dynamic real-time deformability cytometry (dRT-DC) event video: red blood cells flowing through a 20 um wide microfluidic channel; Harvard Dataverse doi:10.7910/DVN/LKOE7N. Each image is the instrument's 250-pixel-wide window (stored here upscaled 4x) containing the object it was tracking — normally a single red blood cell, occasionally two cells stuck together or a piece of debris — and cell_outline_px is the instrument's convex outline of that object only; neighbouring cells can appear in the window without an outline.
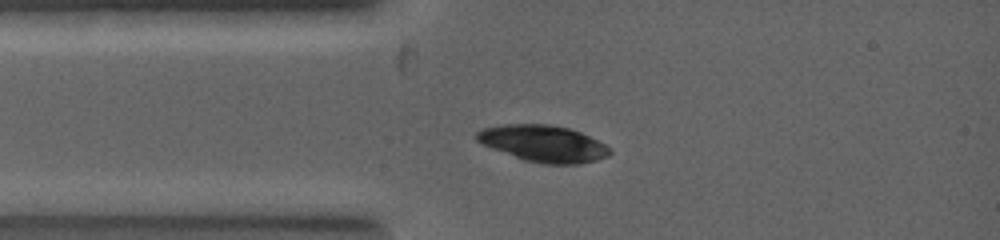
{"species": "common noctule bat (a hibernating species)", "species_latin": "Nyctalus noctula", "temperature_condition": "warm", "stored_images_in_passage": 4, "camera_frame_rate_fps": 5000, "um_per_image_px": 0.085, "animal": {"sex": "female", "body_mass_g": 19.0, "forearm_length_mm": 53.3}, "frame": {"image": 1, "passage_image": 2, "time_ms": 0.8, "image_size_px": [1000, 240], "cell_outline_px": [[612, 152], [608, 156], [596, 160], [580, 164], [544, 164], [524, 160], [492, 148], [476, 140], [476, 132], [480, 128], [504, 124], [552, 124], [568, 128], [580, 132], [612, 148]], "centroid_in_image_um": [46.19, 12.2], "position_along_channel_um": 38.8, "area_um2": 28.38}}
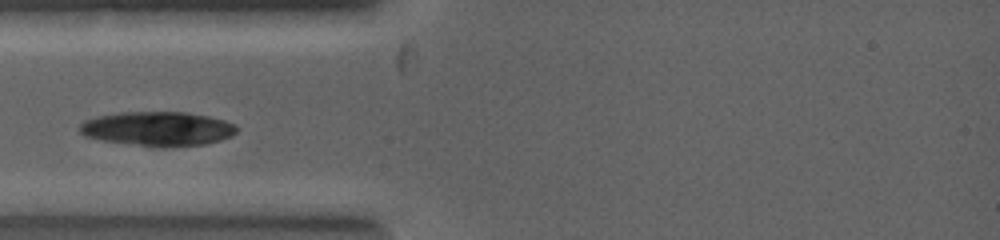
{"frame": {"image": 2, "passage_image": 3, "time_ms": 1.4, "image_size_px": [1000, 240], "cell_outline_px": [[240, 128], [232, 136], [220, 140], [204, 144], [160, 148], [104, 140], [84, 136], [80, 132], [80, 124], [84, 120], [96, 116], [120, 112], [188, 112], [208, 116], [224, 120], [236, 124]], "centroid_in_image_um": [13.44, 10.94], "position_along_channel_um": 71.6, "area_um2": 31.62}}